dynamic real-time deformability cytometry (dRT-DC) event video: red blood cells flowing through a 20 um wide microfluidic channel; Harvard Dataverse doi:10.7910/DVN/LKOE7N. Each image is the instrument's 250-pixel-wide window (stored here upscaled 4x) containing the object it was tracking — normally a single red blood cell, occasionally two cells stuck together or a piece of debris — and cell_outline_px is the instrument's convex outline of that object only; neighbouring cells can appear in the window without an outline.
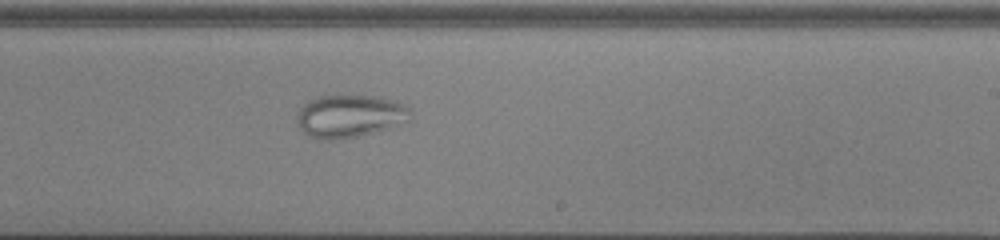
{"species": "common noctule bat (a hibernating species)", "species_latin": "Nyctalus noctula", "temperature_condition": "cold", "stored_images_in_passage": 53, "camera_frame_rate_fps": 3000, "um_per_image_px": 0.085, "animal": {"sex": "male", "body_mass_g": 13.0, "forearm_length_mm": 53.1}, "frame": {"image": 1, "passage_image": 34, "time_ms": 11.0, "image_size_px": [1000, 240], "cell_outline_px": [[412, 120], [372, 132], [356, 136], [328, 140], [324, 140], [308, 136], [300, 128], [296, 116], [300, 108], [308, 100], [316, 96], [376, 96], [392, 100], [404, 104], [412, 108]], "centroid_in_image_um": [29.74, 9.85], "position_along_channel_um": 259.3, "area_um2": 28.15}}
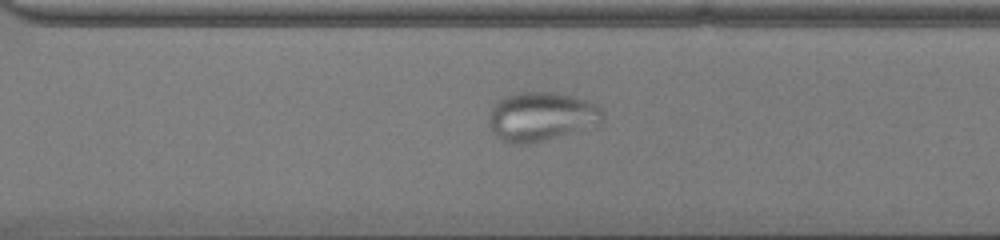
{"frame": {"image": 2, "passage_image": 39, "time_ms": 12.667, "image_size_px": [1000, 240], "cell_outline_px": [[604, 120], [600, 124], [528, 144], [508, 144], [500, 140], [496, 136], [488, 124], [488, 116], [492, 108], [504, 96], [520, 92], [552, 92], [588, 100], [596, 104], [604, 112]], "centroid_in_image_um": [45.99, 9.91], "position_along_channel_um": 324.6, "area_um2": 32.43}}
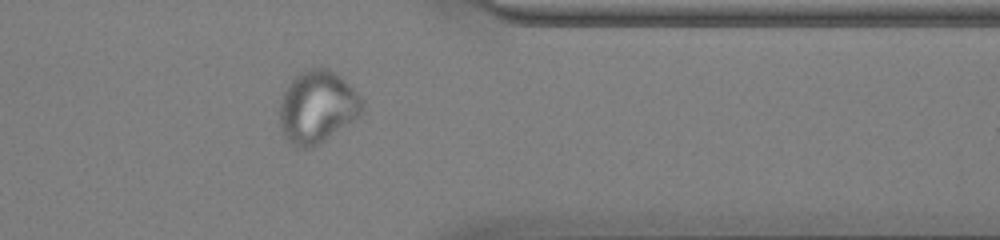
{"frame": {"image": 3, "passage_image": 44, "time_ms": 14.333, "image_size_px": [1000, 240], "cell_outline_px": [[364, 112], [360, 116], [312, 148], [296, 148], [284, 136], [280, 128], [280, 104], [284, 92], [288, 84], [304, 68], [328, 68], [340, 76], [364, 100]], "centroid_in_image_um": [26.98, 9.09], "position_along_channel_um": 384.4, "area_um2": 34.85}}